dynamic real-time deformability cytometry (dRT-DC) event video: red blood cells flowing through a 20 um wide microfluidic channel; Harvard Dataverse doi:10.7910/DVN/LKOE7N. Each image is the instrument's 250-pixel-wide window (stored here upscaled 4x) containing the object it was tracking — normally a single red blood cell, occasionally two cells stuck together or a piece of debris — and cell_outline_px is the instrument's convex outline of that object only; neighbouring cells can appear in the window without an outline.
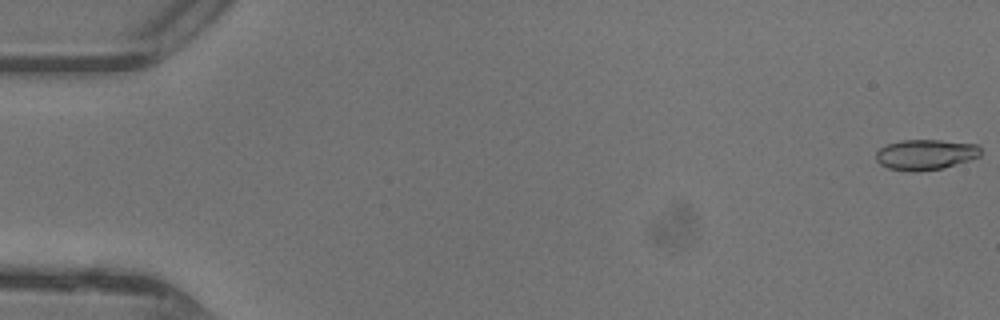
{"species": "common noctule bat (a hibernating species)", "species_latin": "Nyctalus noctula", "temperature_condition": "warm", "stored_images_in_passage": 11, "camera_frame_rate_fps": 3000, "um_per_image_px": 0.085, "animal": {"sex": "female"}, "frame": {"image": 1, "passage_image": 1, "time_ms": 0.0, "image_size_px": [1000, 320], "cell_outline_px": [[980, 156], [944, 168], [888, 168], [880, 164], [876, 160], [876, 152], [880, 148], [888, 144], [900, 140], [940, 140], [976, 144], [980, 148]], "centroid_in_image_um": [78.69, 13.08], "position_along_channel_um": 6.3, "area_um2": 17.69}}